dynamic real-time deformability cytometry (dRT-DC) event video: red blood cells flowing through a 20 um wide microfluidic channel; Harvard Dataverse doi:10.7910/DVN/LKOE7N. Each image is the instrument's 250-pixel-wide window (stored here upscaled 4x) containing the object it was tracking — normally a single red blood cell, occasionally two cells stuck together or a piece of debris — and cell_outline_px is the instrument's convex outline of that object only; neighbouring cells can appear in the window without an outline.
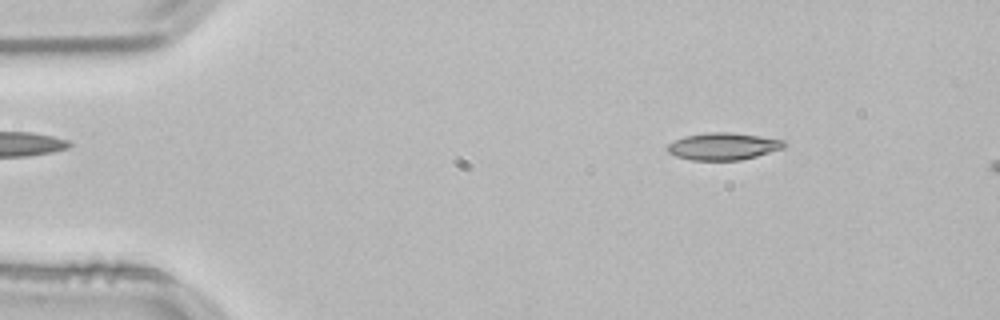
{"species": "common noctule bat (a hibernating species)", "species_latin": "Nyctalus noctula", "temperature_condition": "room temperature", "stored_images_in_passage": 8, "camera_frame_rate_fps": 3000, "um_per_image_px": 0.085, "animal": {"sex": "male", "body_mass_g": 21.5, "forearm_length_mm": 52.0}, "frame": {"image": 1, "passage_image": 2, "time_ms": 0.333, "image_size_px": [1000, 320], "cell_outline_px": [[788, 144], [784, 148], [756, 156], [740, 160], [692, 160], [676, 156], [668, 152], [664, 148], [668, 144], [684, 136], [708, 132], [732, 132], [784, 140]], "centroid_in_image_um": [61.46, 12.43], "position_along_channel_um": 23.5, "area_um2": 18.5}}